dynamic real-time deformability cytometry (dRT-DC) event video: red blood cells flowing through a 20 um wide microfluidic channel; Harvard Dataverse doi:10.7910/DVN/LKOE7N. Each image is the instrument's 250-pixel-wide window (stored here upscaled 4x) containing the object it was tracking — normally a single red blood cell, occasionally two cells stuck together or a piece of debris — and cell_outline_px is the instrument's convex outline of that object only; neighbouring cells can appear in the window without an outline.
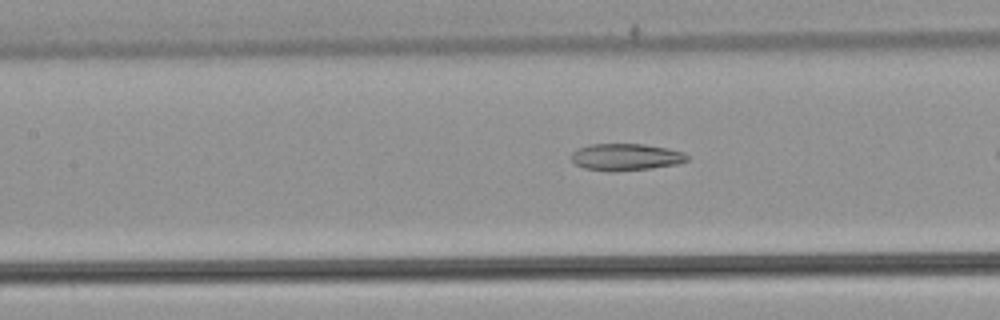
{"species": "common noctule bat (a hibernating species)", "species_latin": "Nyctalus noctula", "temperature_condition": "warm", "stored_images_in_passage": 25, "camera_frame_rate_fps": 3000, "um_per_image_px": 0.085, "animal": {"sex": "male", "body_mass_g": 21.5, "forearm_length_mm": 52.0}, "frame": {"image": 1, "passage_image": 8, "time_ms": 2.333, "image_size_px": [1000, 320], "cell_outline_px": [[688, 160], [676, 164], [652, 168], [616, 172], [612, 172], [584, 168], [576, 164], [572, 160], [572, 152], [576, 148], [592, 144], [644, 144], [668, 148], [684, 152], [688, 156]], "centroid_in_image_um": [53.19, 13.35], "position_along_channel_um": 154.2, "area_um2": 18.26}}
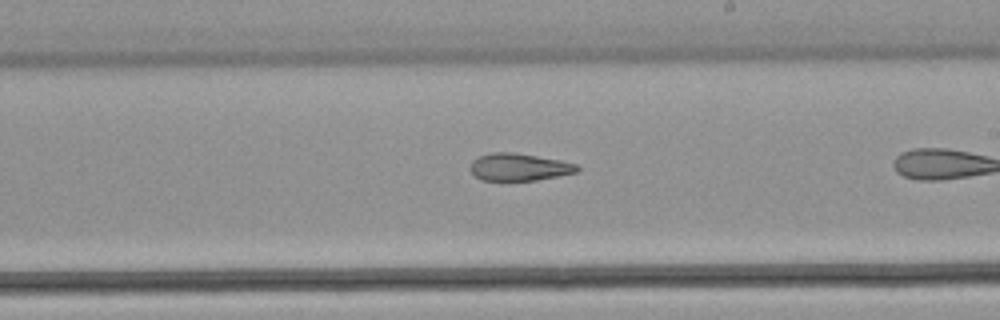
{"frame": {"image": 2, "passage_image": 15, "time_ms": 4.667, "image_size_px": [1000, 320], "cell_outline_px": [[580, 168], [576, 172], [536, 180], [480, 180], [468, 168], [472, 160], [476, 156], [488, 152], [516, 152], [560, 160], [576, 164]], "centroid_in_image_um": [44.05, 14.18], "position_along_channel_um": 244.9, "area_um2": 17.17}}
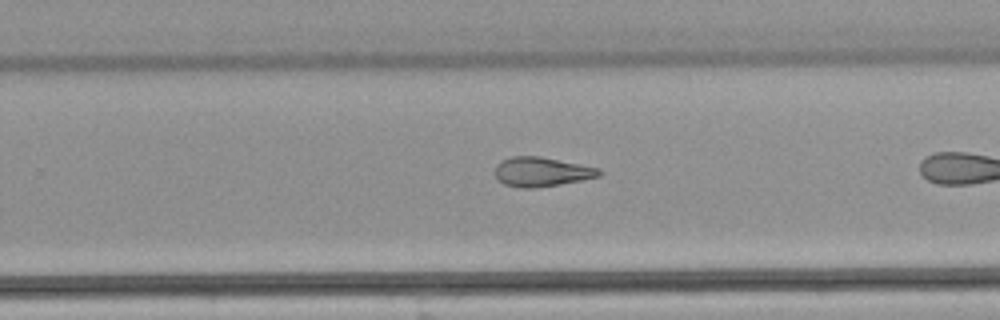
{"frame": {"image": 3, "passage_image": 18, "time_ms": 5.667, "image_size_px": [1000, 320], "cell_outline_px": [[604, 172], [600, 176], [560, 184], [536, 188], [520, 188], [504, 184], [496, 176], [496, 164], [500, 160], [512, 156], [540, 156], [600, 168]], "centroid_in_image_um": [46.05, 14.6], "position_along_channel_um": 283.8, "area_um2": 17.86}}